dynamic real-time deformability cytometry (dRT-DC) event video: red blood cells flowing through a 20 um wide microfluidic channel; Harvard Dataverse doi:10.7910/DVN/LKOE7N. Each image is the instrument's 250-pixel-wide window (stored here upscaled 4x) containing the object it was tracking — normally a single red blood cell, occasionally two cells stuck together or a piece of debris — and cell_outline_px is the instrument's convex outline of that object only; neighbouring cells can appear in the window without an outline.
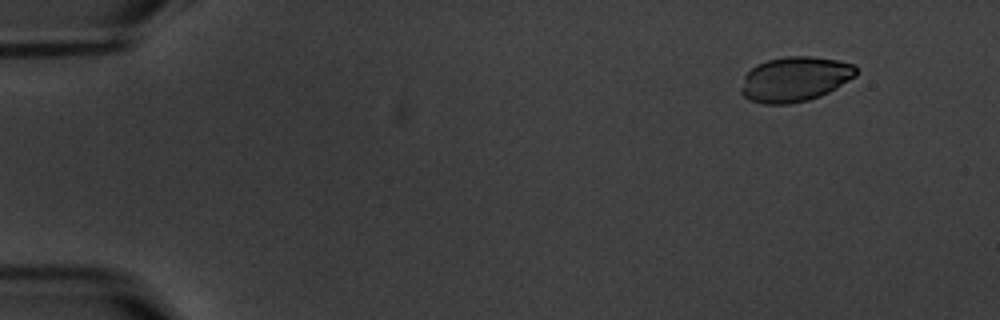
{"species": "common noctule bat (a hibernating species)", "species_latin": "Nyctalus noctula", "temperature_condition": "warm", "stored_images_in_passage": 5, "camera_frame_rate_fps": 3000, "um_per_image_px": 0.085, "animal": {"sex": "male", "body_mass_g": 20.1, "forearm_length_mm": 53.5}, "frame": {"image": 1, "passage_image": 1, "time_ms": 0.0, "image_size_px": [1000, 320], "cell_outline_px": [[856, 76], [836, 88], [820, 96], [808, 100], [788, 104], [764, 104], [748, 100], [740, 92], [744, 76], [756, 64], [768, 60], [788, 56], [812, 56], [836, 60], [856, 64]], "centroid_in_image_um": [67.56, 6.73], "position_along_channel_um": 17.4, "area_um2": 30.11}}